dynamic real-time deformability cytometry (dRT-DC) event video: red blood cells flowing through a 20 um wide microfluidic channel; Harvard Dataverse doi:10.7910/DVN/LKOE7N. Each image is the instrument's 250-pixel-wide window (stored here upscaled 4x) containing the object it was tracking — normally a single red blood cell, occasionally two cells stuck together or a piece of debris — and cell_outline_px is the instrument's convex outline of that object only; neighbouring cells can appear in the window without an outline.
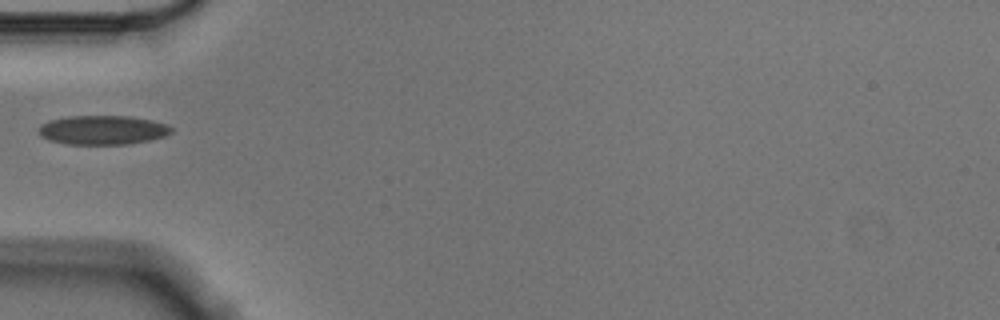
{"species": "Egyptian fruit bat (a non-hibernating species)", "species_latin": "Rousettus aegyptiacus", "temperature_condition": "cold", "stored_images_in_passage": 39, "camera_frame_rate_fps": 3000, "um_per_image_px": 0.085, "animal": {"sex": "male"}, "frame": {"image": 1, "passage_image": 1, "time_ms": 0.0, "image_size_px": [1000, 320], "cell_outline_px": [[172, 132], [164, 136], [148, 140], [128, 144], [68, 144], [48, 140], [40, 136], [40, 124], [48, 120], [68, 116], [132, 116], [152, 120], [168, 124], [172, 128]], "centroid_in_image_um": [8.72, 11.04], "position_along_channel_um": 76.3, "area_um2": 22.6}}
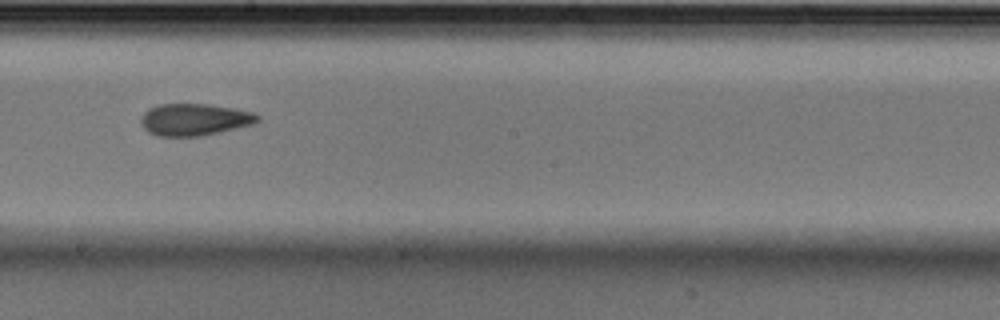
{"frame": {"image": 2, "passage_image": 14, "time_ms": 4.333, "image_size_px": [1000, 320], "cell_outline_px": [[260, 120], [252, 124], [236, 128], [200, 136], [156, 136], [148, 132], [140, 124], [140, 116], [148, 108], [160, 104], [208, 104], [232, 108], [252, 112], [260, 116]], "centroid_in_image_um": [16.48, 10.16], "position_along_channel_um": 231.7, "area_um2": 21.73}}
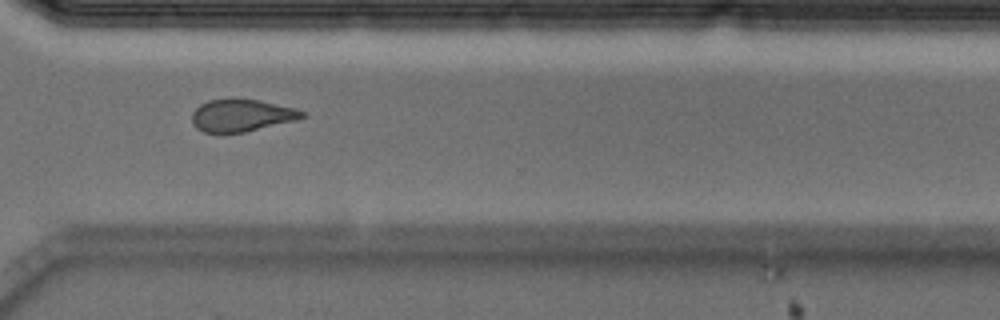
{"frame": {"image": 3, "passage_image": 24, "time_ms": 7.667, "image_size_px": [1000, 320], "cell_outline_px": [[308, 116], [296, 120], [244, 132], [204, 132], [196, 128], [192, 124], [192, 112], [200, 104], [208, 100], [232, 96], [260, 100], [296, 108], [304, 112]], "centroid_in_image_um": [20.52, 9.76], "position_along_channel_um": 350.1, "area_um2": 21.21}}